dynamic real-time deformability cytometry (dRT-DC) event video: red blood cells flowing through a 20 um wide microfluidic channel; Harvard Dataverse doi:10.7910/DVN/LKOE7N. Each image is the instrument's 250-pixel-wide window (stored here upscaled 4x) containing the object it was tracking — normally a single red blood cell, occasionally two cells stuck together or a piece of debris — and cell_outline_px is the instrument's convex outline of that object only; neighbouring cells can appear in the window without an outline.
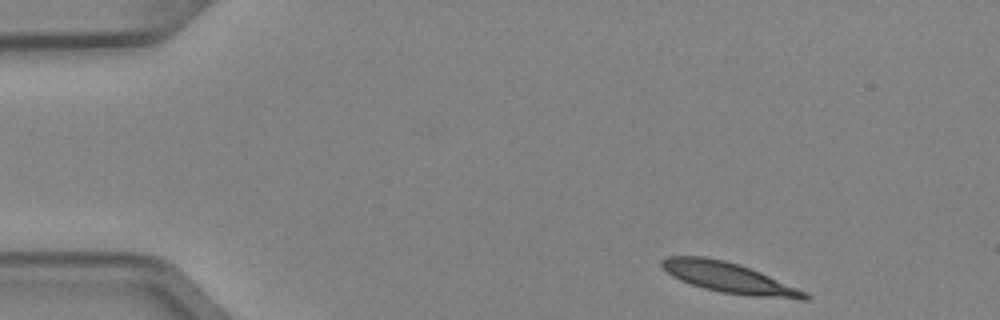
{"species": "Egyptian fruit bat (a non-hibernating species)", "species_latin": "Rousettus aegyptiacus", "temperature_condition": "cold", "stored_images_in_passage": 4, "camera_frame_rate_fps": 3000, "um_per_image_px": 0.085, "animal": {"sex": "female"}, "frame": {"image": 1, "passage_image": 1, "time_ms": 0.0, "image_size_px": [1000, 320], "cell_outline_px": [[812, 296], [808, 300], [800, 300], [752, 296], [720, 292], [704, 288], [680, 280], [672, 276], [660, 264], [660, 260], [668, 256], [704, 256], [724, 260], [740, 264], [760, 272], [808, 292]], "centroid_in_image_um": [62.01, 23.62], "position_along_channel_um": 23.0, "area_um2": 25.43}}
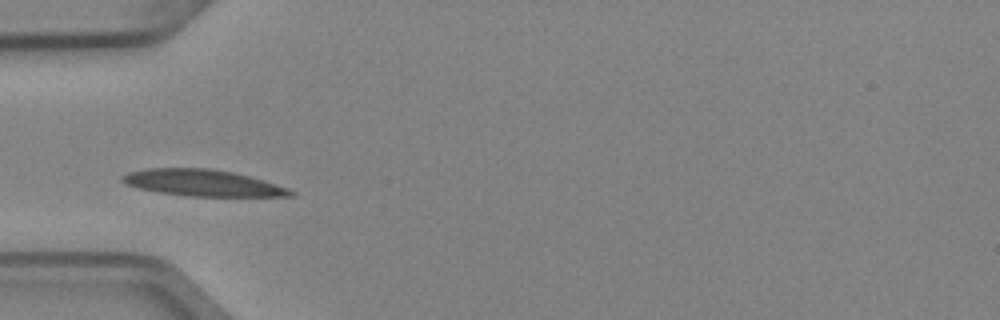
{"frame": {"image": 2, "passage_image": 4, "time_ms": 1.0, "image_size_px": [1000, 320], "cell_outline_px": [[296, 196], [192, 196], [160, 192], [140, 188], [124, 184], [120, 180], [120, 176], [128, 172], [148, 168], [212, 168], [232, 172], [264, 180], [288, 188], [296, 192]], "centroid_in_image_um": [17.22, 15.54], "position_along_channel_um": 67.8, "area_um2": 25.89}}